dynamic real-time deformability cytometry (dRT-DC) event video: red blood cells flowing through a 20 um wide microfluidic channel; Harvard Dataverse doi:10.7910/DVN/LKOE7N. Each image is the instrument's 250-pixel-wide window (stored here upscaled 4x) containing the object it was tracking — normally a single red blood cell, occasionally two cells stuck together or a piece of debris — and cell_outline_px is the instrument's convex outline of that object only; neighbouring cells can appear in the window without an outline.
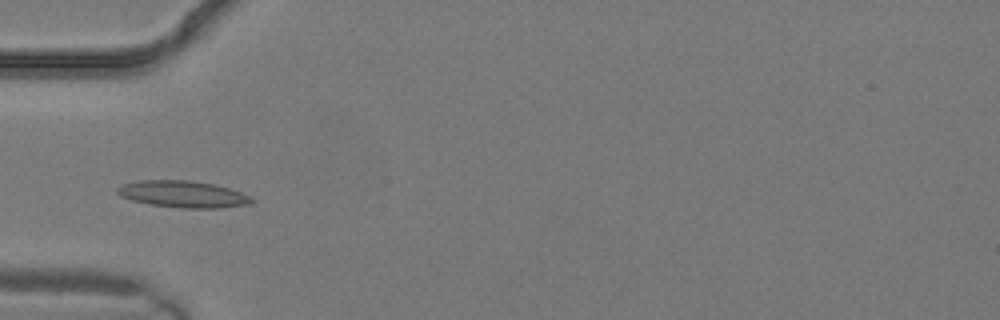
{"species": "common noctule bat (a hibernating species)", "species_latin": "Nyctalus noctula", "temperature_condition": "warm", "stored_images_in_passage": 3, "camera_frame_rate_fps": 3000, "um_per_image_px": 0.085, "animal": {"sex": "male", "body_mass_g": 19.2, "forearm_length_mm": 51.8}, "frame": {"image": 1, "passage_image": 3, "time_ms": 0.667, "image_size_px": [1000, 320], "cell_outline_px": [[256, 200], [252, 204], [216, 208], [180, 208], [152, 204], [132, 200], [120, 196], [116, 192], [116, 188], [124, 184], [140, 180], [192, 180], [212, 184], [228, 188], [240, 192]], "centroid_in_image_um": [15.56, 16.5], "position_along_channel_um": 69.4, "area_um2": 20.81}}